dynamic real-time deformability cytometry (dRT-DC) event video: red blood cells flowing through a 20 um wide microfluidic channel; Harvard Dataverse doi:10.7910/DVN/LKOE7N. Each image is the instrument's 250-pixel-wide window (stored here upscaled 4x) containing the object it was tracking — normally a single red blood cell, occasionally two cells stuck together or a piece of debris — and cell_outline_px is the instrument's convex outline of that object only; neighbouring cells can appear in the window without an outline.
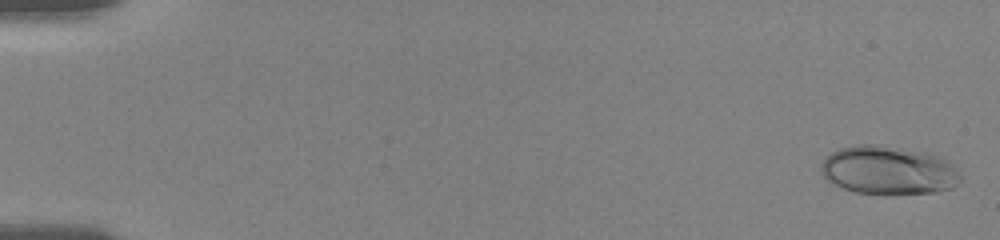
{"species": "human", "species_latin": "Homo sapiens", "temperature_condition": "room temperature", "stored_images_in_passage": 30, "camera_frame_rate_fps": 3000, "um_per_image_px": 0.085, "donor": {"sex": "female"}, "frame": {"image": 1, "passage_image": 3, "time_ms": 0.333, "image_size_px": [1000, 240], "cell_outline_px": [[960, 184], [952, 188], [936, 192], [896, 196], [884, 196], [856, 192], [832, 184], [820, 172], [820, 168], [824, 160], [832, 152], [840, 148], [860, 144], [876, 144], [924, 152], [944, 156], [952, 164], [960, 176]], "centroid_in_image_um": [75.55, 14.51], "position_along_channel_um": 9.4, "area_um2": 40.23}}
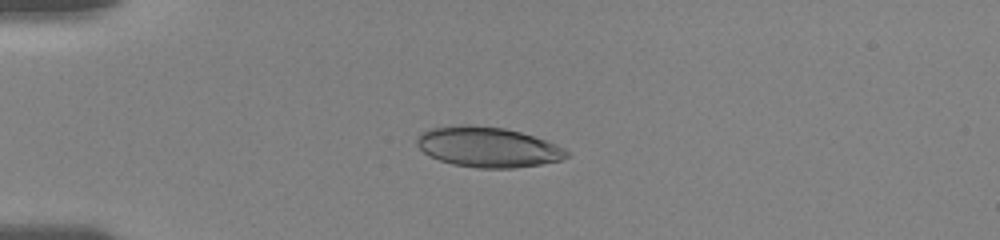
{"frame": {"image": 2, "passage_image": 29, "time_ms": 4.667, "image_size_px": [1000, 240], "cell_outline_px": [[568, 156], [560, 160], [540, 164], [512, 168], [476, 168], [452, 164], [428, 156], [416, 144], [416, 136], [420, 132], [432, 128], [456, 124], [468, 124], [504, 128], [520, 132], [556, 144], [564, 148], [568, 152]], "centroid_in_image_um": [41.4, 12.49], "position_along_channel_um": 43.6, "area_um2": 35.14}}